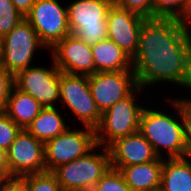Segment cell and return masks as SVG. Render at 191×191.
<instances>
[{"mask_svg": "<svg viewBox=\"0 0 191 191\" xmlns=\"http://www.w3.org/2000/svg\"><path fill=\"white\" fill-rule=\"evenodd\" d=\"M131 60L138 86L143 89L160 82L191 89V40L187 21L146 18Z\"/></svg>", "mask_w": 191, "mask_h": 191, "instance_id": "obj_1", "label": "cell"}, {"mask_svg": "<svg viewBox=\"0 0 191 191\" xmlns=\"http://www.w3.org/2000/svg\"><path fill=\"white\" fill-rule=\"evenodd\" d=\"M173 108L178 112L179 119L174 118L169 113L162 110L144 108L139 124V132L152 145L156 154L163 157L162 149L167 152L168 158H182L188 156L184 141L183 121L179 112L178 105L171 99H168Z\"/></svg>", "mask_w": 191, "mask_h": 191, "instance_id": "obj_2", "label": "cell"}, {"mask_svg": "<svg viewBox=\"0 0 191 191\" xmlns=\"http://www.w3.org/2000/svg\"><path fill=\"white\" fill-rule=\"evenodd\" d=\"M140 91L144 90L138 86L129 96L119 100L102 113L101 121L95 128L98 146L108 148L116 140L139 130L144 107L135 102V95Z\"/></svg>", "mask_w": 191, "mask_h": 191, "instance_id": "obj_3", "label": "cell"}, {"mask_svg": "<svg viewBox=\"0 0 191 191\" xmlns=\"http://www.w3.org/2000/svg\"><path fill=\"white\" fill-rule=\"evenodd\" d=\"M114 0H76L67 5L71 34L94 45L107 39V12Z\"/></svg>", "mask_w": 191, "mask_h": 191, "instance_id": "obj_4", "label": "cell"}, {"mask_svg": "<svg viewBox=\"0 0 191 191\" xmlns=\"http://www.w3.org/2000/svg\"><path fill=\"white\" fill-rule=\"evenodd\" d=\"M110 167L109 150L103 147V152L92 150L81 158L59 166L53 173L62 191H92Z\"/></svg>", "mask_w": 191, "mask_h": 191, "instance_id": "obj_5", "label": "cell"}, {"mask_svg": "<svg viewBox=\"0 0 191 191\" xmlns=\"http://www.w3.org/2000/svg\"><path fill=\"white\" fill-rule=\"evenodd\" d=\"M84 130L67 128L63 133L45 143L46 171L53 172L59 166L99 148L95 129L85 126Z\"/></svg>", "mask_w": 191, "mask_h": 191, "instance_id": "obj_6", "label": "cell"}, {"mask_svg": "<svg viewBox=\"0 0 191 191\" xmlns=\"http://www.w3.org/2000/svg\"><path fill=\"white\" fill-rule=\"evenodd\" d=\"M40 47L46 49L32 25L24 18L4 35L0 64L11 74L16 75L20 70L31 67L35 51Z\"/></svg>", "mask_w": 191, "mask_h": 191, "instance_id": "obj_7", "label": "cell"}, {"mask_svg": "<svg viewBox=\"0 0 191 191\" xmlns=\"http://www.w3.org/2000/svg\"><path fill=\"white\" fill-rule=\"evenodd\" d=\"M59 89V101L72 111L84 127L95 129L102 114L92 97L88 76L60 71Z\"/></svg>", "mask_w": 191, "mask_h": 191, "instance_id": "obj_8", "label": "cell"}, {"mask_svg": "<svg viewBox=\"0 0 191 191\" xmlns=\"http://www.w3.org/2000/svg\"><path fill=\"white\" fill-rule=\"evenodd\" d=\"M25 18L47 49L71 34L67 6L62 7L57 0H36Z\"/></svg>", "mask_w": 191, "mask_h": 191, "instance_id": "obj_9", "label": "cell"}, {"mask_svg": "<svg viewBox=\"0 0 191 191\" xmlns=\"http://www.w3.org/2000/svg\"><path fill=\"white\" fill-rule=\"evenodd\" d=\"M7 159L11 178L45 172V143L21 129L7 150Z\"/></svg>", "mask_w": 191, "mask_h": 191, "instance_id": "obj_10", "label": "cell"}, {"mask_svg": "<svg viewBox=\"0 0 191 191\" xmlns=\"http://www.w3.org/2000/svg\"><path fill=\"white\" fill-rule=\"evenodd\" d=\"M88 81L92 97L101 114L138 87L133 70L96 72L88 76Z\"/></svg>", "mask_w": 191, "mask_h": 191, "instance_id": "obj_11", "label": "cell"}, {"mask_svg": "<svg viewBox=\"0 0 191 191\" xmlns=\"http://www.w3.org/2000/svg\"><path fill=\"white\" fill-rule=\"evenodd\" d=\"M50 68L31 66L14 75L15 86L33 96L44 108L55 107L59 100L60 70L53 59Z\"/></svg>", "mask_w": 191, "mask_h": 191, "instance_id": "obj_12", "label": "cell"}, {"mask_svg": "<svg viewBox=\"0 0 191 191\" xmlns=\"http://www.w3.org/2000/svg\"><path fill=\"white\" fill-rule=\"evenodd\" d=\"M56 67L66 73L89 76L95 73L91 45L69 34L51 48Z\"/></svg>", "mask_w": 191, "mask_h": 191, "instance_id": "obj_13", "label": "cell"}, {"mask_svg": "<svg viewBox=\"0 0 191 191\" xmlns=\"http://www.w3.org/2000/svg\"><path fill=\"white\" fill-rule=\"evenodd\" d=\"M145 19L136 13L119 7L114 2L106 16L107 38L132 58L137 51L139 32Z\"/></svg>", "mask_w": 191, "mask_h": 191, "instance_id": "obj_14", "label": "cell"}, {"mask_svg": "<svg viewBox=\"0 0 191 191\" xmlns=\"http://www.w3.org/2000/svg\"><path fill=\"white\" fill-rule=\"evenodd\" d=\"M108 150L111 167L118 170L125 166L143 164L159 158L152 145L139 131L116 140L108 147Z\"/></svg>", "mask_w": 191, "mask_h": 191, "instance_id": "obj_15", "label": "cell"}, {"mask_svg": "<svg viewBox=\"0 0 191 191\" xmlns=\"http://www.w3.org/2000/svg\"><path fill=\"white\" fill-rule=\"evenodd\" d=\"M163 158L143 164L123 167L120 171L133 191H151L160 188Z\"/></svg>", "mask_w": 191, "mask_h": 191, "instance_id": "obj_16", "label": "cell"}, {"mask_svg": "<svg viewBox=\"0 0 191 191\" xmlns=\"http://www.w3.org/2000/svg\"><path fill=\"white\" fill-rule=\"evenodd\" d=\"M96 72L133 70L132 60L112 40L105 39L91 45Z\"/></svg>", "mask_w": 191, "mask_h": 191, "instance_id": "obj_17", "label": "cell"}, {"mask_svg": "<svg viewBox=\"0 0 191 191\" xmlns=\"http://www.w3.org/2000/svg\"><path fill=\"white\" fill-rule=\"evenodd\" d=\"M44 107L31 95L13 86L4 112L21 129H27Z\"/></svg>", "mask_w": 191, "mask_h": 191, "instance_id": "obj_18", "label": "cell"}, {"mask_svg": "<svg viewBox=\"0 0 191 191\" xmlns=\"http://www.w3.org/2000/svg\"><path fill=\"white\" fill-rule=\"evenodd\" d=\"M160 188L163 191H191V156L163 159Z\"/></svg>", "mask_w": 191, "mask_h": 191, "instance_id": "obj_19", "label": "cell"}, {"mask_svg": "<svg viewBox=\"0 0 191 191\" xmlns=\"http://www.w3.org/2000/svg\"><path fill=\"white\" fill-rule=\"evenodd\" d=\"M67 128L69 127L57 107H46L39 112L26 130L37 140L46 143L63 133Z\"/></svg>", "mask_w": 191, "mask_h": 191, "instance_id": "obj_20", "label": "cell"}, {"mask_svg": "<svg viewBox=\"0 0 191 191\" xmlns=\"http://www.w3.org/2000/svg\"><path fill=\"white\" fill-rule=\"evenodd\" d=\"M191 15V0H153V18H175L187 21Z\"/></svg>", "mask_w": 191, "mask_h": 191, "instance_id": "obj_21", "label": "cell"}, {"mask_svg": "<svg viewBox=\"0 0 191 191\" xmlns=\"http://www.w3.org/2000/svg\"><path fill=\"white\" fill-rule=\"evenodd\" d=\"M20 179L26 184L28 191H62L53 172L29 174Z\"/></svg>", "mask_w": 191, "mask_h": 191, "instance_id": "obj_22", "label": "cell"}, {"mask_svg": "<svg viewBox=\"0 0 191 191\" xmlns=\"http://www.w3.org/2000/svg\"><path fill=\"white\" fill-rule=\"evenodd\" d=\"M92 191H133L125 182L120 170L110 167Z\"/></svg>", "mask_w": 191, "mask_h": 191, "instance_id": "obj_23", "label": "cell"}, {"mask_svg": "<svg viewBox=\"0 0 191 191\" xmlns=\"http://www.w3.org/2000/svg\"><path fill=\"white\" fill-rule=\"evenodd\" d=\"M24 18L11 0H0V33H9Z\"/></svg>", "mask_w": 191, "mask_h": 191, "instance_id": "obj_24", "label": "cell"}, {"mask_svg": "<svg viewBox=\"0 0 191 191\" xmlns=\"http://www.w3.org/2000/svg\"><path fill=\"white\" fill-rule=\"evenodd\" d=\"M20 130L4 111H0V148L7 151Z\"/></svg>", "mask_w": 191, "mask_h": 191, "instance_id": "obj_25", "label": "cell"}, {"mask_svg": "<svg viewBox=\"0 0 191 191\" xmlns=\"http://www.w3.org/2000/svg\"><path fill=\"white\" fill-rule=\"evenodd\" d=\"M179 108L183 121L184 141L188 156H191V99H172Z\"/></svg>", "mask_w": 191, "mask_h": 191, "instance_id": "obj_26", "label": "cell"}, {"mask_svg": "<svg viewBox=\"0 0 191 191\" xmlns=\"http://www.w3.org/2000/svg\"><path fill=\"white\" fill-rule=\"evenodd\" d=\"M121 8L144 18H153V0H114Z\"/></svg>", "mask_w": 191, "mask_h": 191, "instance_id": "obj_27", "label": "cell"}, {"mask_svg": "<svg viewBox=\"0 0 191 191\" xmlns=\"http://www.w3.org/2000/svg\"><path fill=\"white\" fill-rule=\"evenodd\" d=\"M14 85V75L0 64V111H4Z\"/></svg>", "mask_w": 191, "mask_h": 191, "instance_id": "obj_28", "label": "cell"}, {"mask_svg": "<svg viewBox=\"0 0 191 191\" xmlns=\"http://www.w3.org/2000/svg\"><path fill=\"white\" fill-rule=\"evenodd\" d=\"M0 191H28V189L20 178H11L0 181Z\"/></svg>", "mask_w": 191, "mask_h": 191, "instance_id": "obj_29", "label": "cell"}, {"mask_svg": "<svg viewBox=\"0 0 191 191\" xmlns=\"http://www.w3.org/2000/svg\"><path fill=\"white\" fill-rule=\"evenodd\" d=\"M11 179L8 167L7 151L0 148V181Z\"/></svg>", "mask_w": 191, "mask_h": 191, "instance_id": "obj_30", "label": "cell"}, {"mask_svg": "<svg viewBox=\"0 0 191 191\" xmlns=\"http://www.w3.org/2000/svg\"><path fill=\"white\" fill-rule=\"evenodd\" d=\"M16 9L23 15L26 16L36 0H11Z\"/></svg>", "mask_w": 191, "mask_h": 191, "instance_id": "obj_31", "label": "cell"}, {"mask_svg": "<svg viewBox=\"0 0 191 191\" xmlns=\"http://www.w3.org/2000/svg\"><path fill=\"white\" fill-rule=\"evenodd\" d=\"M3 44H4V35L2 33H0V57L2 54V50H3Z\"/></svg>", "mask_w": 191, "mask_h": 191, "instance_id": "obj_32", "label": "cell"}, {"mask_svg": "<svg viewBox=\"0 0 191 191\" xmlns=\"http://www.w3.org/2000/svg\"><path fill=\"white\" fill-rule=\"evenodd\" d=\"M187 26H188V30H189V34H190V40H191V15L187 20Z\"/></svg>", "mask_w": 191, "mask_h": 191, "instance_id": "obj_33", "label": "cell"}, {"mask_svg": "<svg viewBox=\"0 0 191 191\" xmlns=\"http://www.w3.org/2000/svg\"><path fill=\"white\" fill-rule=\"evenodd\" d=\"M151 191H163L161 188L155 189V190H151Z\"/></svg>", "mask_w": 191, "mask_h": 191, "instance_id": "obj_34", "label": "cell"}]
</instances>
